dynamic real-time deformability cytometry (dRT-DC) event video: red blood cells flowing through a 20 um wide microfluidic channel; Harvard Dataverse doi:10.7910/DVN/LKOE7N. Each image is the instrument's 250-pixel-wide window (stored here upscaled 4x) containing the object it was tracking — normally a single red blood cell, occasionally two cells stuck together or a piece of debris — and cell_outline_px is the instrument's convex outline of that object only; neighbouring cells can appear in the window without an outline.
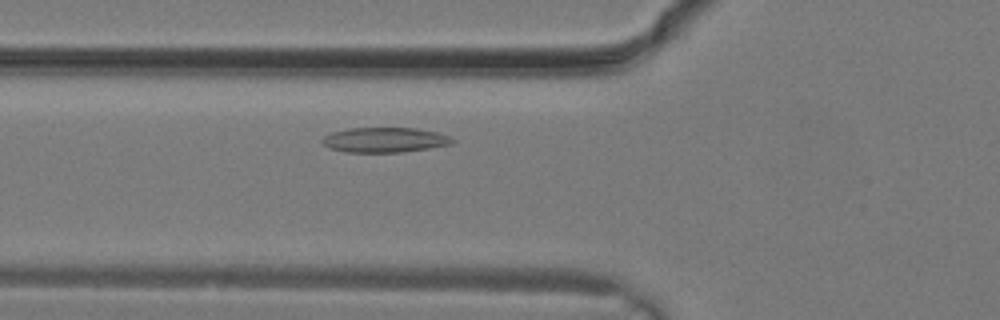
{"species": "common noctule bat (a hibernating species)", "species_latin": "Nyctalus noctula", "temperature_condition": "warm", "stored_images_in_passage": 9, "camera_frame_rate_fps": 3000, "um_per_image_px": 0.085, "animal": {"sex": "male", "body_mass_g": 19.2, "forearm_length_mm": 51.8}, "frame": {"image": 1, "passage_image": 7, "time_ms": 2.0, "image_size_px": [1000, 320], "cell_outline_px": [[456, 140], [452, 144], [428, 148], [400, 152], [344, 152], [328, 148], [320, 140], [324, 136], [332, 132], [348, 128], [416, 128], [436, 132], [448, 136]], "centroid_in_image_um": [32.66, 11.89], "position_along_channel_um": 93.1, "area_um2": 18.9}}
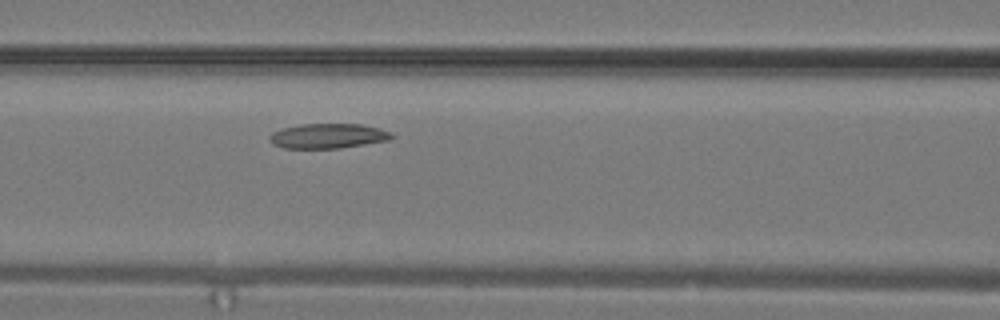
{"frame": {"image": 2, "passage_image": 9, "time_ms": 2.667, "image_size_px": [1000, 320], "cell_outline_px": [[396, 136], [388, 140], [340, 148], [284, 148], [272, 144], [268, 140], [268, 136], [272, 132], [280, 128], [304, 124], [360, 124], [380, 128], [392, 132]], "centroid_in_image_um": [27.86, 11.55], "position_along_channel_um": 138.7, "area_um2": 17.8}}